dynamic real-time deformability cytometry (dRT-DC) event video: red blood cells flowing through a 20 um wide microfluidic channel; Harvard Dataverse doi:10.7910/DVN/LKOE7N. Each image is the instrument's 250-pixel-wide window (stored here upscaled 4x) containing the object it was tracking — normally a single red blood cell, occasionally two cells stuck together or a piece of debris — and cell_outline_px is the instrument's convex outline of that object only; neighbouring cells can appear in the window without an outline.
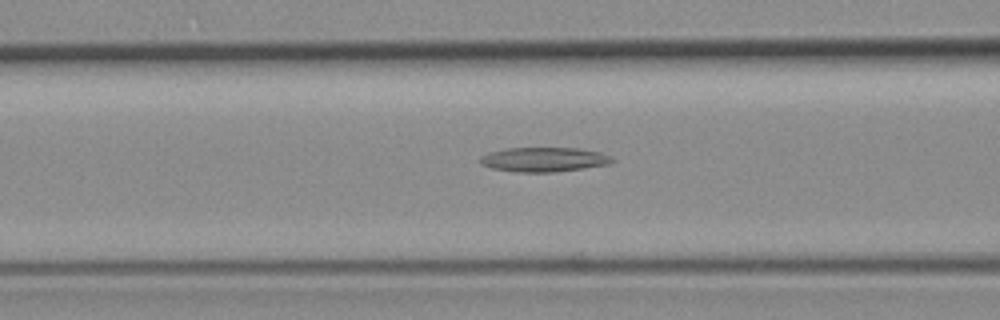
{"species": "common noctule bat (a hibernating species)", "species_latin": "Nyctalus noctula", "temperature_condition": "room temperature", "stored_images_in_passage": 43, "segment_of_instrument_passage": [1, 2], "camera_frame_rate_fps": 3000, "um_per_image_px": 0.085, "animal": {"sex": "female", "body_mass_g": 19.3, "forearm_length_mm": 54.1}, "frame": {"image": 1, "passage_image": 9, "time_ms": 2.667, "image_size_px": [1000, 320], "cell_outline_px": [[616, 160], [612, 164], [556, 172], [516, 172], [492, 168], [480, 164], [480, 156], [488, 152], [504, 148], [580, 148], [600, 152], [612, 156]], "centroid_in_image_um": [46.26, 13.55], "position_along_channel_um": 120.3, "area_um2": 19.13}}
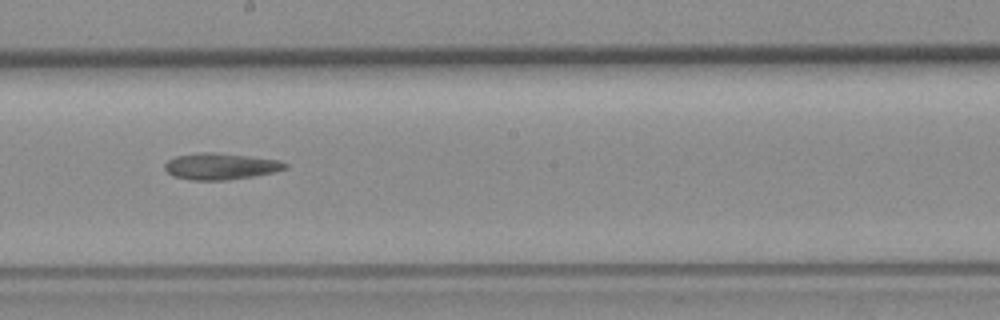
{"frame": {"image": 2, "passage_image": 18, "time_ms": 5.667, "image_size_px": [1000, 320], "cell_outline_px": [[288, 168], [272, 172], [252, 176], [228, 180], [192, 180], [172, 176], [164, 168], [164, 164], [168, 160], [176, 156], [196, 152], [216, 152], [280, 160], [288, 164]], "centroid_in_image_um": [18.73, 14.13], "position_along_channel_um": 229.5, "area_um2": 18.61}}
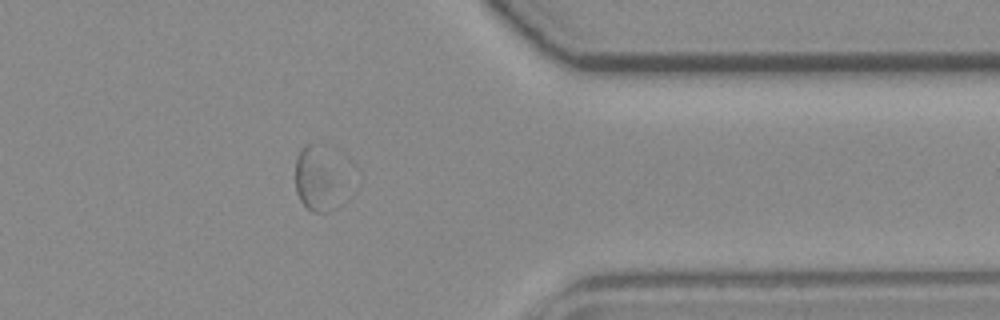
{"frame": {"image": 3, "passage_image": 32, "time_ms": 10.333, "image_size_px": [1000, 320], "cell_outline_px": [[332, 184], [328, 212], [312, 212], [300, 200], [296, 192], [296, 160], [304, 144], [312, 144], [332, 172]], "centroid_in_image_um": [26.63, 15.29], "position_along_channel_um": 384.8, "area_um2": 13.81}}